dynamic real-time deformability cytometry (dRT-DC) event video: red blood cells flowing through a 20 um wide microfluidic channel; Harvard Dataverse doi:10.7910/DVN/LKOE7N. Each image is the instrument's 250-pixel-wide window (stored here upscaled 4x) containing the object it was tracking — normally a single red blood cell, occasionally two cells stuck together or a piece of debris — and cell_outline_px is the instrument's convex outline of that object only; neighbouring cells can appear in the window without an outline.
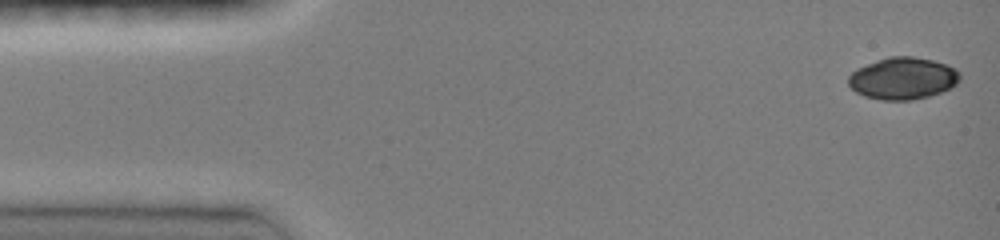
{"species": "common noctule bat (a hibernating species)", "species_latin": "Nyctalus noctula", "temperature_condition": "room temperature", "stored_images_in_passage": 47, "camera_frame_rate_fps": 3000, "um_per_image_px": 0.085, "animal": {"sex": "female", "body_mass_g": 19.0, "forearm_length_mm": 51.5}, "frame": {"image": 1, "passage_image": 1, "time_ms": 0.0, "image_size_px": [1000, 240], "cell_outline_px": [[960, 80], [956, 84], [940, 92], [928, 96], [912, 100], [880, 100], [864, 96], [856, 92], [848, 84], [848, 76], [856, 68], [888, 56], [912, 56], [932, 60], [956, 68], [960, 72]], "centroid_in_image_um": [76.72, 6.66], "position_along_channel_um": 8.3, "area_um2": 27.28}}
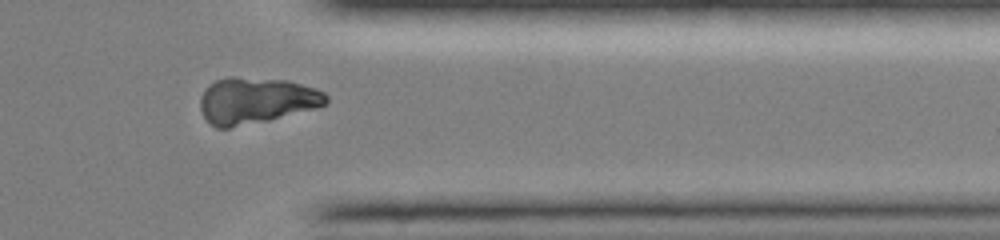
{"frame": {"image": 2, "passage_image": 38, "time_ms": 12.333, "image_size_px": [1000, 240], "cell_outline_px": [[328, 104], [316, 108], [268, 120], [228, 128], [216, 128], [204, 116], [200, 108], [200, 96], [204, 88], [208, 84], [216, 80], [228, 76], [232, 76], [288, 80], [316, 88], [324, 92], [328, 96]], "centroid_in_image_um": [21.77, 8.52], "position_along_channel_um": 389.6, "area_um2": 34.16}}
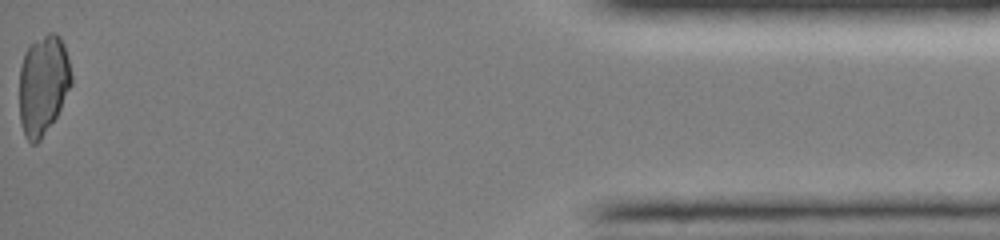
{"frame": {"image": 3, "passage_image": 47, "time_ms": 15.333, "image_size_px": [1000, 240], "cell_outline_px": [[72, 84], [56, 116], [40, 140], [36, 144], [32, 144], [24, 136], [20, 120], [20, 68], [24, 56], [28, 48], [32, 44], [48, 32], [56, 32], [60, 36], [64, 44], [72, 76]], "centroid_in_image_um": [3.67, 7.22], "position_along_channel_um": 431.5, "area_um2": 29.94}}